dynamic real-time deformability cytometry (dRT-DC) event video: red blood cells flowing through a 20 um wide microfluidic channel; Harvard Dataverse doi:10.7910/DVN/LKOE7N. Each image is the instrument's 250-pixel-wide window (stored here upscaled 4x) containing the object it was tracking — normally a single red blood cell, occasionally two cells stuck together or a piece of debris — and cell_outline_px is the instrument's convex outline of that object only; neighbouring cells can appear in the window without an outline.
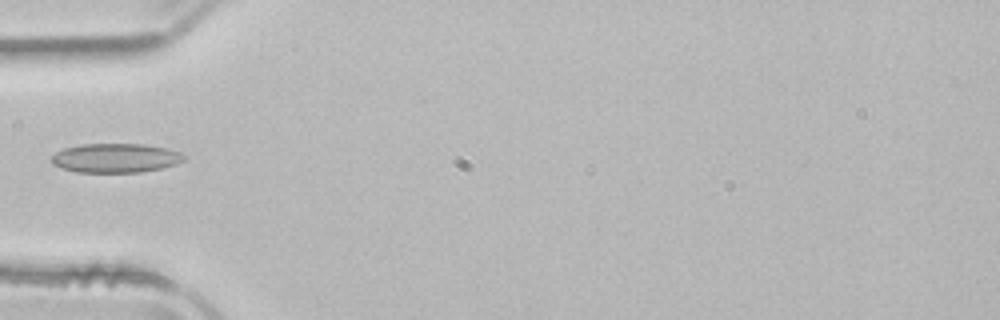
{"species": "common noctule bat (a hibernating species)", "species_latin": "Nyctalus noctula", "temperature_condition": "room temperature", "stored_images_in_passage": 3, "camera_frame_rate_fps": 3000, "um_per_image_px": 0.085, "animal": {"sex": "male", "body_mass_g": 21.5, "forearm_length_mm": 52.0}, "frame": {"image": 1, "passage_image": 1, "time_ms": 0.0, "image_size_px": [1000, 320], "cell_outline_px": [[188, 156], [184, 160], [176, 164], [164, 168], [140, 172], [76, 172], [60, 168], [52, 164], [52, 156], [56, 152], [64, 148], [84, 144], [144, 144], [164, 148], [180, 152]], "centroid_in_image_um": [9.84, 13.44], "position_along_channel_um": 75.2, "area_um2": 22.6}}